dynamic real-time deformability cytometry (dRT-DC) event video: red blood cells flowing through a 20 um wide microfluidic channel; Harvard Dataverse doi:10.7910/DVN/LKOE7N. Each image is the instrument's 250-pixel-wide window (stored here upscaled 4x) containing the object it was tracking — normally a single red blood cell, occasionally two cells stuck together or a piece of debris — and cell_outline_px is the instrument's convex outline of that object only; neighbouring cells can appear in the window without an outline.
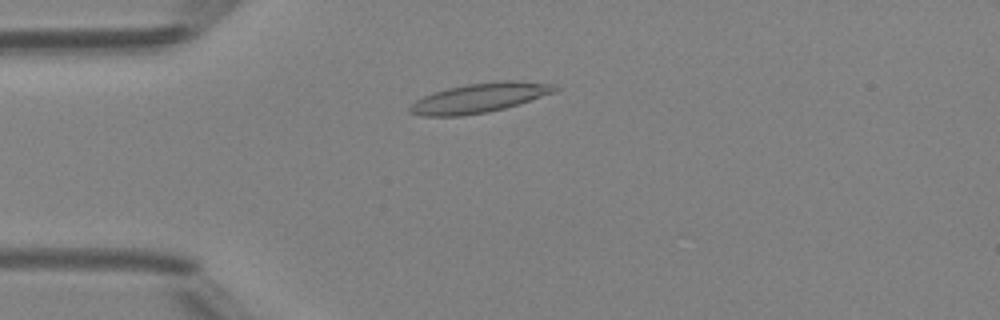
{"species": "Egyptian fruit bat (a non-hibernating species)", "species_latin": "Rousettus aegyptiacus", "temperature_condition": "room temperature", "stored_images_in_passage": 24, "camera_frame_rate_fps": 3000, "um_per_image_px": 0.085, "animal": {"sex": "female"}, "frame": {"image": 1, "passage_image": 6, "time_ms": 1.667, "image_size_px": [1000, 320], "cell_outline_px": [[560, 88], [556, 92], [504, 108], [488, 112], [460, 116], [420, 116], [408, 112], [408, 108], [416, 100], [424, 96], [448, 88], [468, 84], [496, 80], [520, 80], [556, 84]], "centroid_in_image_um": [40.8, 8.31], "position_along_channel_um": 44.2, "area_um2": 25.03}}
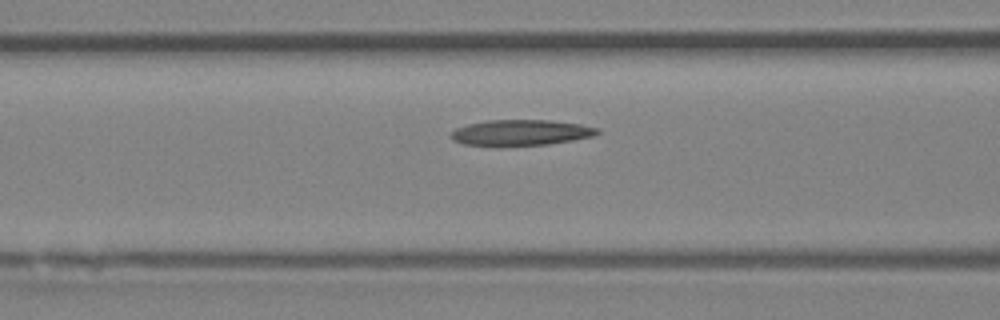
{"frame": {"image": 2, "passage_image": 13, "time_ms": 4.0, "image_size_px": [1000, 320], "cell_outline_px": [[600, 132], [592, 136], [572, 140], [548, 144], [500, 148], [496, 148], [464, 144], [452, 140], [448, 136], [456, 128], [468, 124], [488, 120], [548, 120], [580, 124], [600, 128]], "centroid_in_image_um": [44.2, 11.3], "position_along_channel_um": 122.4, "area_um2": 22.66}}
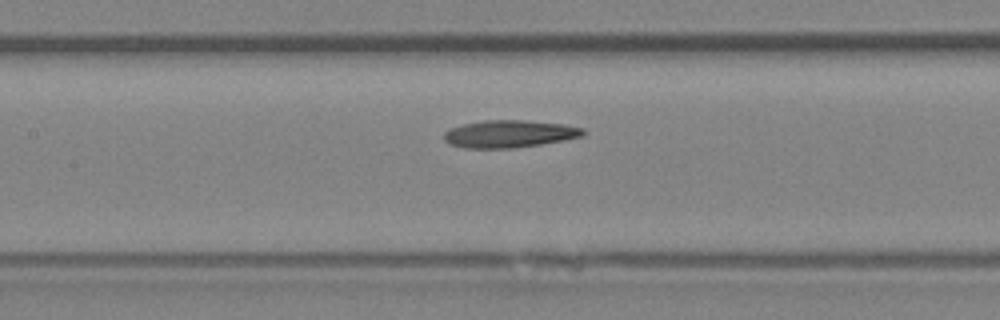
{"frame": {"image": 3, "passage_image": 16, "time_ms": 5.0, "image_size_px": [1000, 320], "cell_outline_px": [[588, 132], [584, 136], [564, 140], [540, 144], [512, 148], [464, 148], [448, 144], [444, 140], [444, 132], [448, 128], [464, 124], [484, 120], [524, 120], [564, 124], [584, 128]], "centroid_in_image_um": [43.3, 11.38], "position_along_channel_um": 164.1, "area_um2": 22.43}}